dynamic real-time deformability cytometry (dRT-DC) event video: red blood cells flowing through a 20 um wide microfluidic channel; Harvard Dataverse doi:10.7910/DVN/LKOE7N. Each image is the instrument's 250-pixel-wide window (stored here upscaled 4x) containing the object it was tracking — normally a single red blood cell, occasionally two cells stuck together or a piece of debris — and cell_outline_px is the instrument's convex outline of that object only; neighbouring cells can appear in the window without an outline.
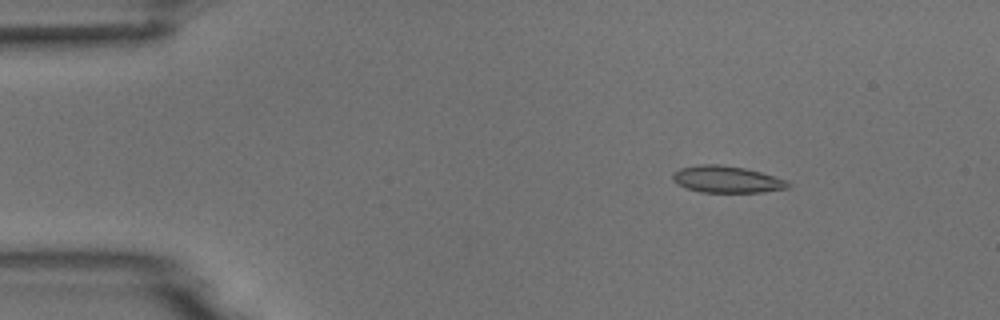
{"species": "common noctule bat (a hibernating species)", "species_latin": "Nyctalus noctula", "temperature_condition": "room temperature", "stored_images_in_passage": 5, "camera_frame_rate_fps": 3000, "um_per_image_px": 0.085, "animal": {"sex": "male", "body_mass_g": 18.8}, "frame": {"image": 1, "passage_image": 3, "time_ms": 2.333, "image_size_px": [1000, 320], "cell_outline_px": [[792, 184], [788, 188], [764, 192], [700, 192], [688, 188], [672, 180], [672, 172], [680, 168], [700, 164], [720, 164], [744, 168], [760, 172], [788, 180]], "centroid_in_image_um": [61.8, 15.24], "position_along_channel_um": 23.2, "area_um2": 18.03}}